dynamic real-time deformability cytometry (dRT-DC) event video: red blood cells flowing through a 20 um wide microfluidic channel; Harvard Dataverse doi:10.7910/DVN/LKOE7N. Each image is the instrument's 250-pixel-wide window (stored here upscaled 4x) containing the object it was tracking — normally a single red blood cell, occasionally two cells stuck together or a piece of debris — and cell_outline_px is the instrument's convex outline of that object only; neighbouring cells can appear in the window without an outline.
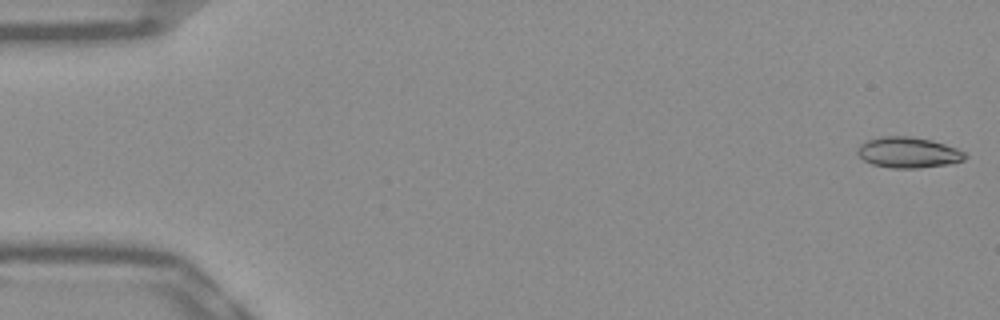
{"species": "Egyptian fruit bat (a non-hibernating species)", "species_latin": "Rousettus aegyptiacus", "temperature_condition": "warm", "stored_images_in_passage": 52, "camera_frame_rate_fps": 3000, "um_per_image_px": 0.085, "frame": {"image": 1, "passage_image": 1, "time_ms": 0.0, "image_size_px": [1000, 320], "cell_outline_px": [[968, 156], [964, 160], [948, 164], [920, 168], [892, 168], [872, 164], [864, 160], [856, 152], [856, 148], [860, 144], [868, 140], [880, 136], [908, 136], [932, 140], [956, 148], [964, 152]], "centroid_in_image_um": [77.19, 12.96], "position_along_channel_um": 7.8, "area_um2": 19.31}}
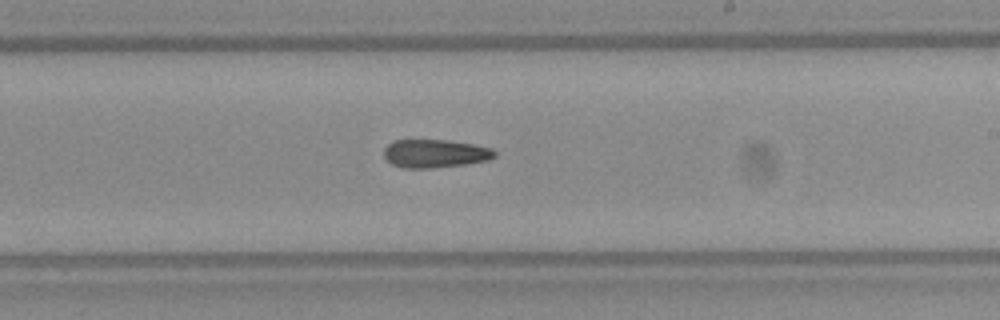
{"frame": {"image": 2, "passage_image": 31, "time_ms": 10.0, "image_size_px": [1000, 320], "cell_outline_px": [[496, 156], [488, 160], [464, 164], [428, 168], [404, 168], [392, 164], [384, 156], [384, 148], [392, 140], [448, 140], [472, 144], [492, 148], [496, 152]], "centroid_in_image_um": [36.97, 13.04], "position_along_channel_um": 252.0, "area_um2": 18.15}}
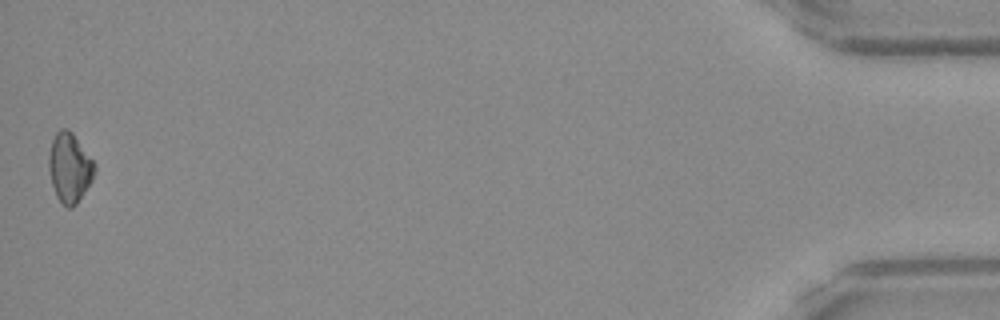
{"frame": {"image": 3, "passage_image": 52, "time_ms": 17.0, "image_size_px": [1000, 320], "cell_outline_px": [[96, 172], [92, 180], [76, 204], [72, 208], [68, 208], [56, 196], [52, 184], [48, 168], [48, 156], [52, 140], [56, 132], [60, 128], [68, 128], [72, 132], [96, 164]], "centroid_in_image_um": [5.91, 14.23], "position_along_channel_um": 429.3, "area_um2": 18.55}}